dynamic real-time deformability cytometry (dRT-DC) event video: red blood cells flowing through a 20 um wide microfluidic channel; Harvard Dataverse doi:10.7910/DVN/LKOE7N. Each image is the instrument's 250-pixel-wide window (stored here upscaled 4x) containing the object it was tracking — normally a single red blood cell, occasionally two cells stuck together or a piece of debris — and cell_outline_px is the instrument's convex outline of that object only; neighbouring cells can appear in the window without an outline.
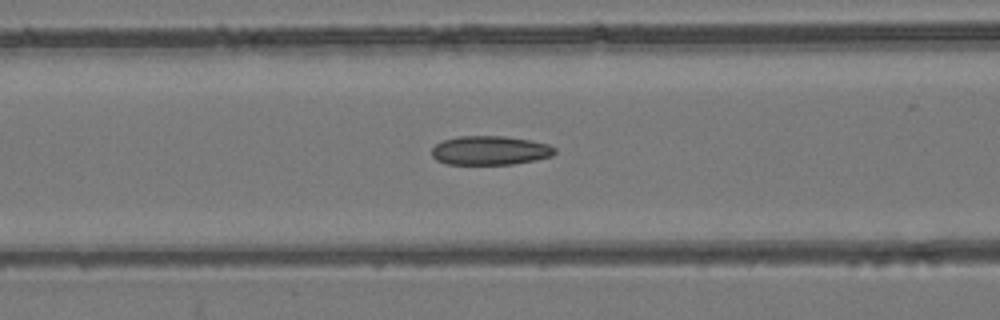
{"species": "common noctule bat (a hibernating species)", "species_latin": "Nyctalus noctula", "temperature_condition": "room temperature", "stored_images_in_passage": 55, "camera_frame_rate_fps": 3000, "um_per_image_px": 0.085, "animal": {"sex": "female", "body_mass_g": 24.6, "forearm_length_mm": 56.2}, "frame": {"image": 1, "passage_image": 23, "time_ms": 7.333, "image_size_px": [1000, 320], "cell_outline_px": [[556, 152], [552, 156], [536, 160], [512, 164], [444, 164], [436, 160], [432, 156], [432, 148], [436, 144], [444, 140], [460, 136], [504, 136], [532, 140], [548, 144], [556, 148]], "centroid_in_image_um": [41.67, 12.79], "position_along_channel_um": 124.9, "area_um2": 20.92}}
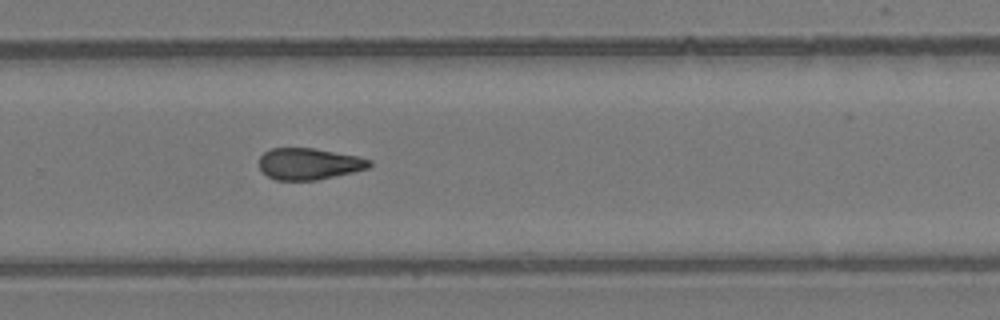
{"frame": {"image": 2, "passage_image": 37, "time_ms": 12.0, "image_size_px": [1000, 320], "cell_outline_px": [[372, 164], [368, 168], [352, 172], [316, 180], [276, 180], [268, 176], [260, 168], [260, 156], [264, 152], [272, 148], [312, 148], [356, 156], [372, 160]], "centroid_in_image_um": [26.26, 13.92], "position_along_channel_um": 303.5, "area_um2": 20.0}}
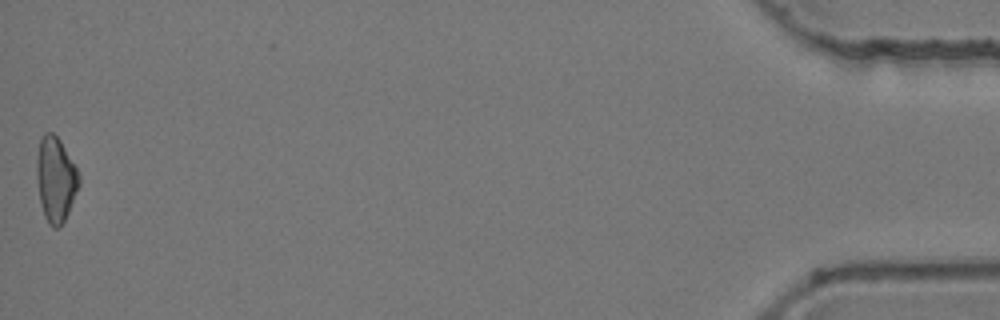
{"frame": {"image": 3, "passage_image": 55, "time_ms": 18.0, "image_size_px": [1000, 320], "cell_outline_px": [[80, 184], [68, 212], [60, 228], [52, 228], [48, 224], [44, 216], [40, 204], [36, 176], [36, 160], [40, 136], [44, 132], [52, 132], [60, 140], [76, 168], [80, 176]], "centroid_in_image_um": [4.71, 15.25], "position_along_channel_um": 430.5, "area_um2": 21.1}, "authors_computed_cell_mechanics": {"area_um2": 21.1548, "velocity_mm_per_s": 3.8348, "shape_relaxation_time_tau1_ms": null, "shape_relaxation_time_tau2_ms": 3.9091, "deformation_change_tau1": null, "deformation_change_tau2": 0.127}}